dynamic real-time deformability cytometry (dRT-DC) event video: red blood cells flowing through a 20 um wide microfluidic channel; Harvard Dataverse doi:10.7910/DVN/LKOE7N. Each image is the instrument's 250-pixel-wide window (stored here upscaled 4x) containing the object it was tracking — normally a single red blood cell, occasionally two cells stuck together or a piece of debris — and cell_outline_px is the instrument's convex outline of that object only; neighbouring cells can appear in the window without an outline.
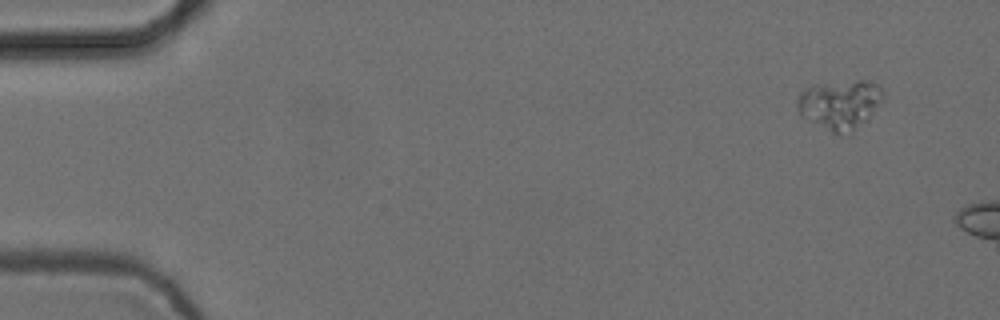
{"species": "common noctule bat (a hibernating species)", "species_latin": "Nyctalus noctula", "temperature_condition": "cold", "stored_images_in_passage": 2, "segment_of_instrument_passage": [1, 2], "camera_frame_rate_fps": 3000, "um_per_image_px": 0.085, "animal": {"sex": "female", "body_mass_g": 24.6, "forearm_length_mm": 56.2}, "frame": {"image": 1, "passage_image": 1, "time_ms": 0.0, "image_size_px": [1000, 320], "cell_outline_px": [[884, 100], [868, 120], [848, 136], [840, 136], [800, 116], [796, 104], [796, 100], [800, 92], [812, 84], [856, 80], [864, 80], [880, 84], [884, 92]], "centroid_in_image_um": [71.42, 8.89], "position_along_channel_um": 13.6, "area_um2": 25.55}}